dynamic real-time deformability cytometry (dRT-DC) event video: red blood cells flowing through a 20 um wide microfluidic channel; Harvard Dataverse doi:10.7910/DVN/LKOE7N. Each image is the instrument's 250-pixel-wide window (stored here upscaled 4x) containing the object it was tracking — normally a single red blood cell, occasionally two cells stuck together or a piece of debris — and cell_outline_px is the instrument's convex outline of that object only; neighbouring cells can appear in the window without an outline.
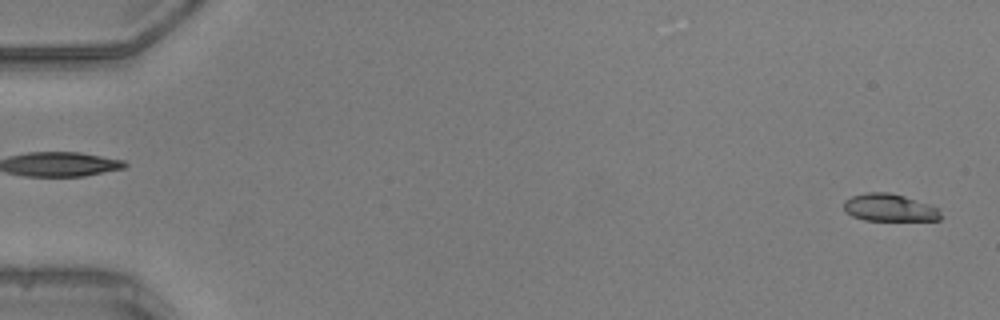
{"species": "common noctule bat (a hibernating species)", "species_latin": "Nyctalus noctula", "temperature_condition": "warm", "stored_images_in_passage": 13, "camera_frame_rate_fps": 3000, "um_per_image_px": 0.085, "animal": {"sex": "male", "body_mass_g": 20.5, "forearm_length_mm": 52.5}, "frame": {"image": 1, "passage_image": 1, "time_ms": 0.0, "image_size_px": [1000, 320], "cell_outline_px": [[944, 216], [940, 220], [864, 220], [852, 216], [844, 208], [844, 200], [852, 196], [864, 192], [888, 192], [904, 196], [940, 208]], "centroid_in_image_um": [75.65, 17.65], "position_along_channel_um": 9.4, "area_um2": 15.61}}